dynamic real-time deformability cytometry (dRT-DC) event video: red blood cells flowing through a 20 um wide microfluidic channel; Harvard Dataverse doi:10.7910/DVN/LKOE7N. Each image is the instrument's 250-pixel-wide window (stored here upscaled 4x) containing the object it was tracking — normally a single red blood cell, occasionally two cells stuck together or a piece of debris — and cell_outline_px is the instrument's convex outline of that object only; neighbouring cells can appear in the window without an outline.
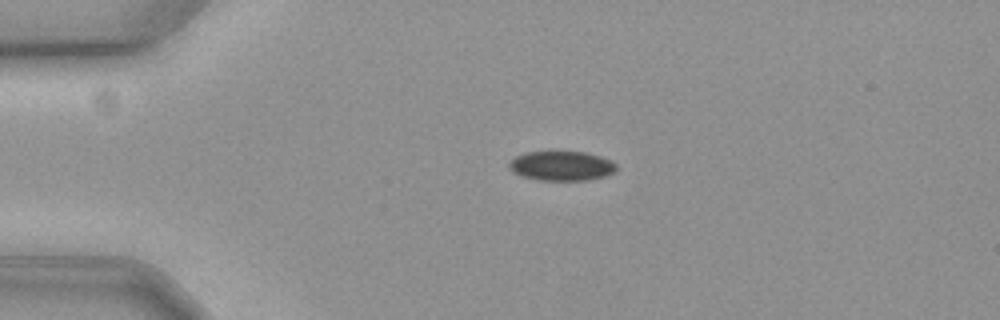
{"species": "common noctule bat (a hibernating species)", "species_latin": "Nyctalus noctula", "temperature_condition": "cold", "stored_images_in_passage": 46, "camera_frame_rate_fps": 3000, "um_per_image_px": 0.085, "animal": {"sex": "female", "body_mass_g": 19.3, "forearm_length_mm": 54.1}, "frame": {"image": 1, "passage_image": 1, "time_ms": 0.0, "image_size_px": [1000, 320], "cell_outline_px": [[616, 172], [604, 176], [588, 180], [536, 180], [520, 176], [512, 172], [508, 168], [508, 164], [516, 156], [524, 152], [552, 148], [584, 152], [600, 156], [612, 160], [616, 164]], "centroid_in_image_um": [47.69, 14.05], "position_along_channel_um": 37.3, "area_um2": 19.48}}
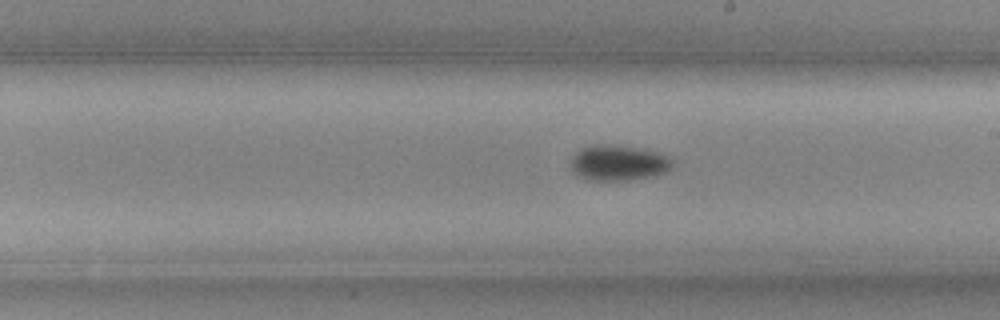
{"frame": {"image": 2, "passage_image": 21, "time_ms": 6.667, "image_size_px": [1000, 320], "cell_outline_px": [[672, 164], [664, 172], [656, 176], [628, 180], [588, 180], [576, 176], [572, 172], [572, 156], [580, 148], [596, 144], [632, 148], [652, 152], [664, 156], [672, 160]], "centroid_in_image_um": [52.47, 13.88], "position_along_channel_um": 236.5, "area_um2": 20.46}}
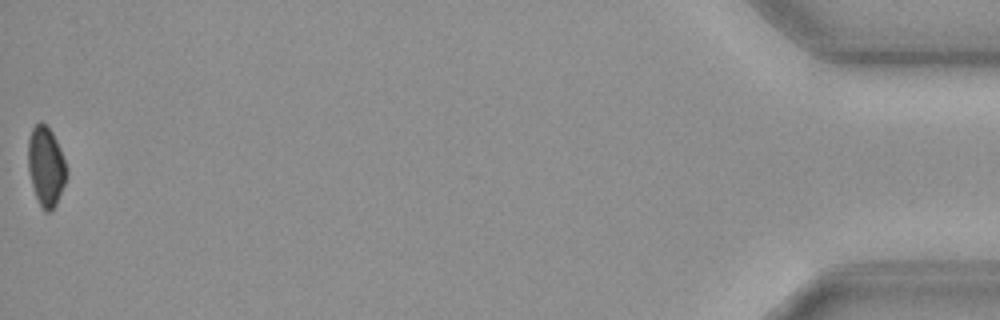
{"frame": {"image": 3, "passage_image": 46, "time_ms": 15.0, "image_size_px": [1000, 320], "cell_outline_px": [[64, 184], [56, 204], [48, 212], [44, 212], [36, 196], [32, 184], [28, 168], [28, 140], [32, 128], [40, 120], [52, 132], [60, 148], [64, 160]], "centroid_in_image_um": [3.87, 14.11], "position_along_channel_um": 431.3, "area_um2": 17.22}, "authors_computed_cell_mechanics": {"area_um2": 19.7387, "velocity_mm_per_s": 3.5773, "shape_relaxation_time_tau1_ms": 4.0305, "shape_relaxation_time_tau2_ms": null, "deformation_change_tau1": 0.0488, "deformation_change_tau2": null}}